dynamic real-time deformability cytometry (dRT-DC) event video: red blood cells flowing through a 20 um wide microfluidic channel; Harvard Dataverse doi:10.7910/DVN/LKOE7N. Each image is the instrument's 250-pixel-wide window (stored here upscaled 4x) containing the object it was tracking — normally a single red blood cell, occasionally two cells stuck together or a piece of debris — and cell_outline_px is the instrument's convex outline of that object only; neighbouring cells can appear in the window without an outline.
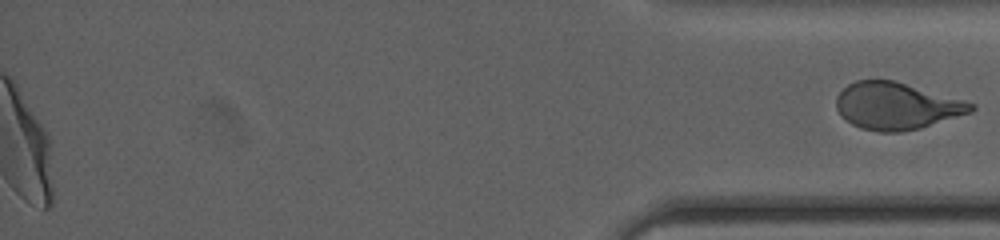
{"species": "human", "species_latin": "Homo sapiens", "temperature_condition": "cold", "stored_images_in_passage": 52, "segment_of_instrument_passage": [2, 2], "camera_frame_rate_fps": 3000, "um_per_image_px": 0.085, "donor": {"sex": "female"}, "frame": {"image": 1, "passage_image": 52, "time_ms": 17.0, "image_size_px": [1000, 240], "cell_outline_px": [[976, 108], [972, 112], [920, 128], [900, 132], [880, 132], [860, 128], [852, 124], [840, 116], [836, 108], [836, 96], [848, 84], [856, 80], [896, 80], [964, 100], [976, 104]], "centroid_in_image_um": [76.2, 9.0], "position_along_channel_um": 359.0, "area_um2": 37.11}}